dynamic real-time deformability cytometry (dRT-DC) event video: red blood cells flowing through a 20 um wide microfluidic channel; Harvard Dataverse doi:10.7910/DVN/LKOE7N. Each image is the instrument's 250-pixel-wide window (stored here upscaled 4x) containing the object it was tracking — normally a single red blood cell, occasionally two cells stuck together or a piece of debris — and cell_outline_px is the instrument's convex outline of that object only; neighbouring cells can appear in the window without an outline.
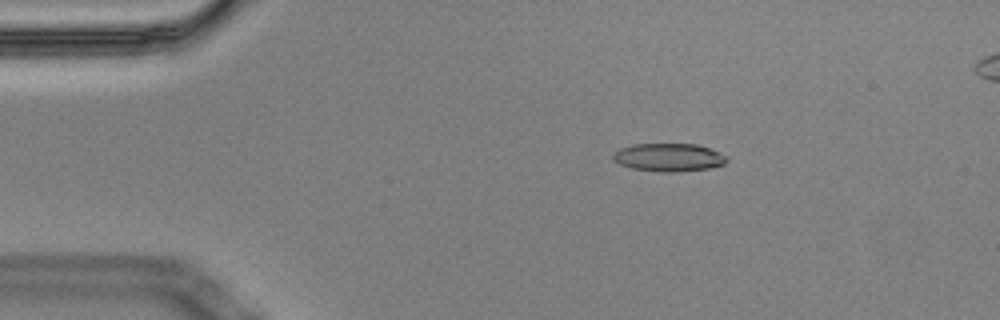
{"species": "Egyptian fruit bat (a non-hibernating species)", "species_latin": "Rousettus aegyptiacus", "temperature_condition": "cold", "stored_images_in_passage": 4, "camera_frame_rate_fps": 3000, "um_per_image_px": 0.085, "animal": {"sex": "male"}, "frame": {"image": 1, "passage_image": 1, "time_ms": 0.0, "image_size_px": [1000, 320], "cell_outline_px": [[728, 160], [724, 164], [712, 168], [680, 172], [660, 172], [632, 168], [620, 164], [612, 160], [612, 152], [620, 148], [632, 144], [696, 144], [708, 148], [728, 156]], "centroid_in_image_um": [56.83, 13.38], "position_along_channel_um": 28.2, "area_um2": 18.84}}